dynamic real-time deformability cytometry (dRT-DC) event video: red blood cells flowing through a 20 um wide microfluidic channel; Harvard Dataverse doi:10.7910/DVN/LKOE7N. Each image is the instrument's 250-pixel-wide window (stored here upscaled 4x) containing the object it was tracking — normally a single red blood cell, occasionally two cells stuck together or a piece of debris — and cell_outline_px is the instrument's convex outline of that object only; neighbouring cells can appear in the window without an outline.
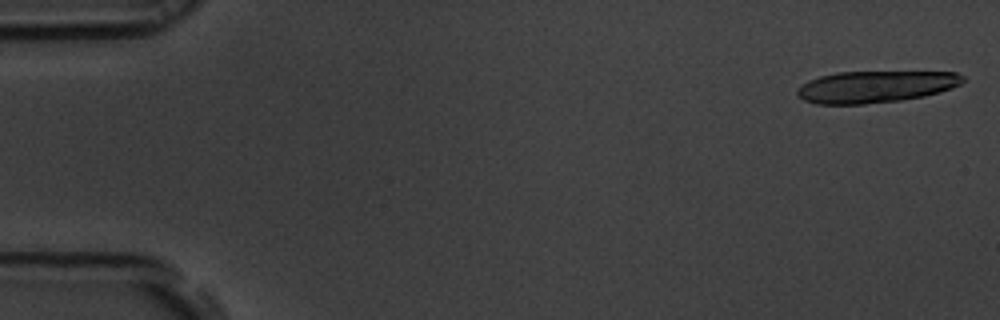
{"species": "common noctule bat (a hibernating species)", "species_latin": "Nyctalus noctula", "temperature_condition": "room temperature", "stored_images_in_passage": 18, "camera_frame_rate_fps": 3000, "um_per_image_px": 0.085, "animal": {"sex": "male", "body_mass_g": 19.5, "forearm_length_mm": 54.6}, "frame": {"image": 1, "passage_image": 1, "time_ms": 0.0, "image_size_px": [1000, 320], "cell_outline_px": [[964, 80], [960, 84], [952, 88], [940, 92], [924, 96], [900, 100], [864, 104], [816, 104], [804, 100], [796, 96], [796, 92], [808, 80], [820, 76], [836, 72], [956, 72], [964, 76]], "centroid_in_image_um": [74.42, 7.37], "position_along_channel_um": 10.6, "area_um2": 30.63}}